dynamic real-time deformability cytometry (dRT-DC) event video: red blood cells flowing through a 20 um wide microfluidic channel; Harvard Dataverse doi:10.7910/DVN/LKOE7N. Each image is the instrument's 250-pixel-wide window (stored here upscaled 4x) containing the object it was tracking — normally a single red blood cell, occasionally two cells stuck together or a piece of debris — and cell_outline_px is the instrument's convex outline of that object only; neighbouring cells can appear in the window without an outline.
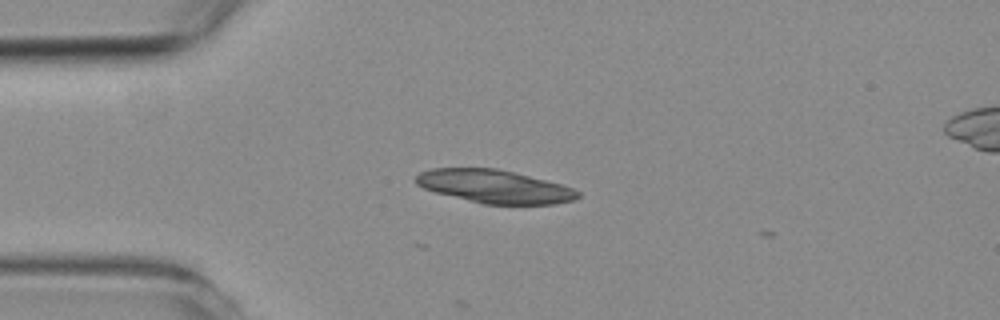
{"species": "common noctule bat (a hibernating species)", "species_latin": "Nyctalus noctula", "temperature_condition": "room temperature", "stored_images_in_passage": 5, "camera_frame_rate_fps": 3000, "um_per_image_px": 0.085, "animal": {"sex": "female", "body_mass_g": 19.3, "forearm_length_mm": 54.1}, "frame": {"image": 1, "passage_image": 1, "time_ms": 0.0, "image_size_px": [1000, 320], "cell_outline_px": [[580, 196], [572, 200], [556, 204], [484, 204], [436, 192], [424, 188], [416, 184], [416, 176], [420, 172], [432, 168], [496, 168], [560, 184], [572, 188], [580, 192]], "centroid_in_image_um": [42.02, 15.85], "position_along_channel_um": 43.0, "area_um2": 30.87}}